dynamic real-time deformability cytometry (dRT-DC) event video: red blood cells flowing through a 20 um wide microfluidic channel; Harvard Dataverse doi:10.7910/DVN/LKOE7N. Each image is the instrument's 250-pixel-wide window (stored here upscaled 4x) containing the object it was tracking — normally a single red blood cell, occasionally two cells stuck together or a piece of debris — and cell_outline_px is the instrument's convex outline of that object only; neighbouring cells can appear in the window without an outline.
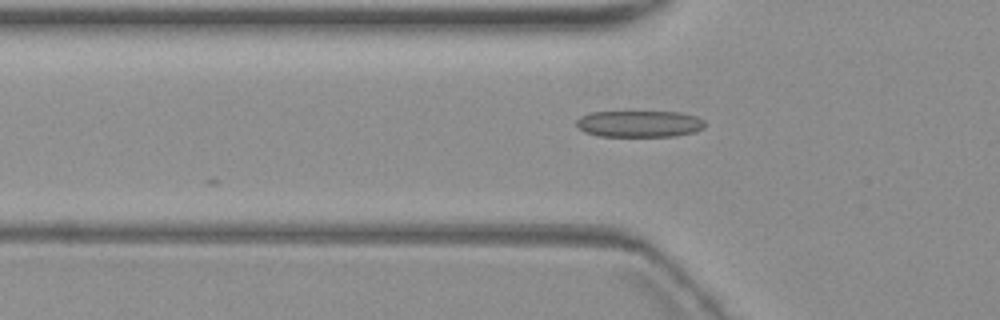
{"species": "common noctule bat (a hibernating species)", "species_latin": "Nyctalus noctula", "temperature_condition": "warm", "stored_images_in_passage": 6, "camera_frame_rate_fps": 3000, "um_per_image_px": 0.085, "animal": {"sex": "female", "body_mass_g": 19.3, "forearm_length_mm": 54.1}, "frame": {"image": 1, "passage_image": 2, "time_ms": 1.333, "image_size_px": [1000, 320], "cell_outline_px": [[704, 128], [696, 132], [676, 136], [600, 136], [584, 132], [576, 124], [576, 120], [580, 116], [588, 112], [680, 112], [696, 116], [704, 120]], "centroid_in_image_um": [54.35, 10.52], "position_along_channel_um": 71.4, "area_um2": 20.0}}
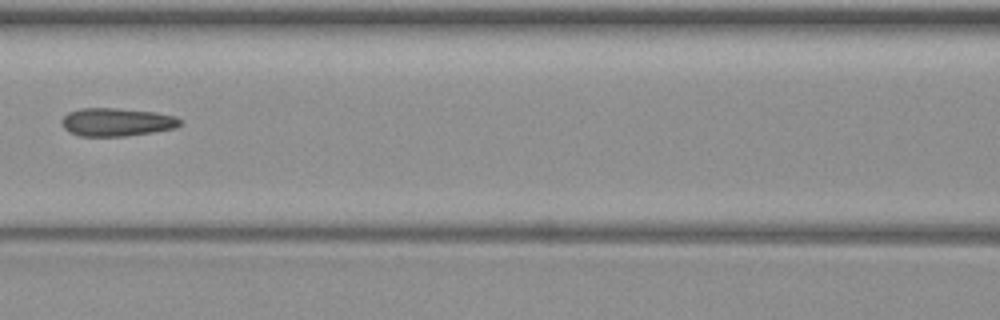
{"frame": {"image": 2, "passage_image": 4, "time_ms": 3.667, "image_size_px": [1000, 320], "cell_outline_px": [[180, 124], [176, 128], [152, 132], [124, 136], [80, 136], [68, 132], [64, 128], [60, 120], [68, 112], [80, 108], [116, 108], [156, 112], [176, 116], [180, 120]], "centroid_in_image_um": [9.89, 10.37], "position_along_channel_um": 156.7, "area_um2": 19.48}}
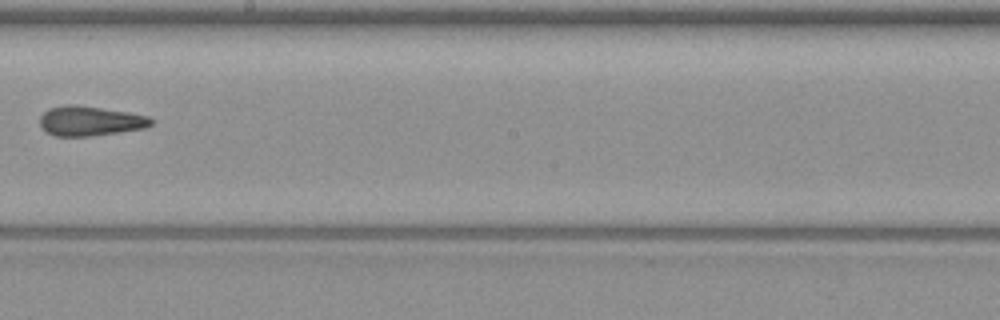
{"frame": {"image": 3, "passage_image": 6, "time_ms": 6.0, "image_size_px": [1000, 320], "cell_outline_px": [[156, 120], [152, 124], [144, 128], [120, 132], [88, 136], [56, 136], [48, 132], [40, 124], [40, 116], [48, 108], [68, 104], [76, 104], [128, 112], [148, 116]], "centroid_in_image_um": [7.68, 10.27], "position_along_channel_um": 240.5, "area_um2": 19.25}}